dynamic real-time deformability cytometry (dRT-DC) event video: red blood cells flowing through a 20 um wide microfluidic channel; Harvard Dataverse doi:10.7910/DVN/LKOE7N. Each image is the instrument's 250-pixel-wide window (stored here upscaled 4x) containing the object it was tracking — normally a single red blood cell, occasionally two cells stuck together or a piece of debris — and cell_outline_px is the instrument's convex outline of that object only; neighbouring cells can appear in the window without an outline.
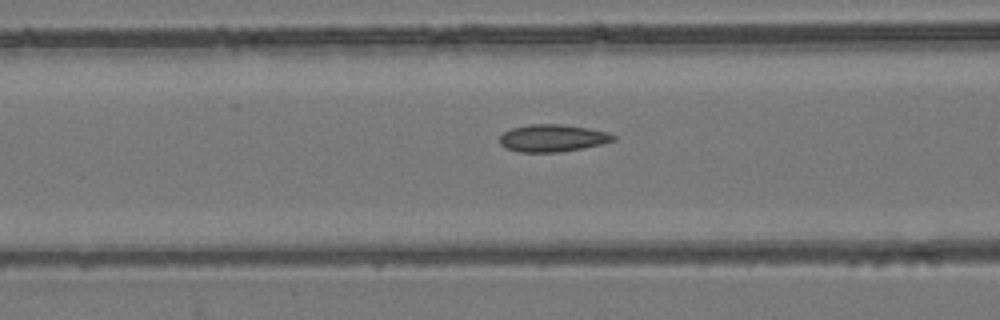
{"species": "common noctule bat (a hibernating species)", "species_latin": "Nyctalus noctula", "temperature_condition": "room temperature", "stored_images_in_passage": 53, "camera_frame_rate_fps": 3000, "um_per_image_px": 0.085, "animal": {"sex": "female", "body_mass_g": 24.6, "forearm_length_mm": 56.2}, "frame": {"image": 1, "passage_image": 22, "time_ms": 7.0, "image_size_px": [1000, 320], "cell_outline_px": [[616, 140], [584, 148], [560, 152], [520, 152], [504, 148], [500, 144], [500, 136], [504, 132], [512, 128], [528, 124], [560, 124], [588, 128], [608, 132], [616, 136]], "centroid_in_image_um": [46.96, 11.74], "position_along_channel_um": 119.6, "area_um2": 18.15}}
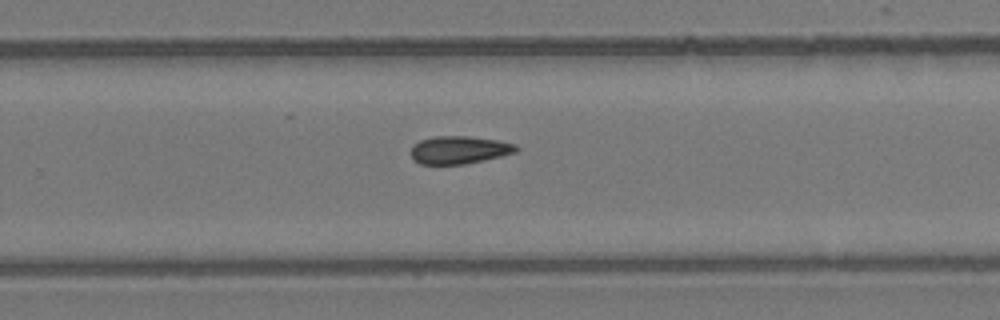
{"frame": {"image": 2, "passage_image": 35, "time_ms": 11.333, "image_size_px": [1000, 320], "cell_outline_px": [[520, 148], [516, 152], [484, 160], [464, 164], [420, 164], [412, 156], [412, 144], [420, 140], [436, 136], [468, 136], [496, 140], [516, 144]], "centroid_in_image_um": [39.05, 12.73], "position_along_channel_um": 290.8, "area_um2": 16.94}}
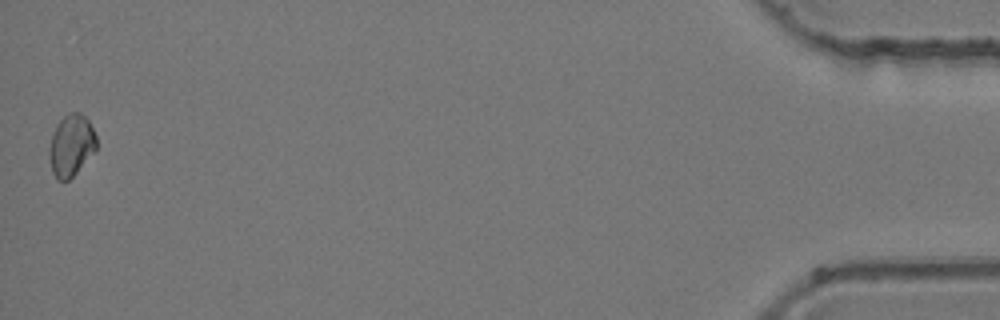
{"frame": {"image": 3, "passage_image": 53, "time_ms": 17.333, "image_size_px": [1000, 320], "cell_outline_px": [[96, 152], [68, 180], [56, 180], [52, 172], [48, 152], [48, 148], [56, 124], [68, 112], [80, 112], [88, 120], [96, 136]], "centroid_in_image_um": [6.05, 12.36], "position_along_channel_um": 429.2, "area_um2": 17.05}}